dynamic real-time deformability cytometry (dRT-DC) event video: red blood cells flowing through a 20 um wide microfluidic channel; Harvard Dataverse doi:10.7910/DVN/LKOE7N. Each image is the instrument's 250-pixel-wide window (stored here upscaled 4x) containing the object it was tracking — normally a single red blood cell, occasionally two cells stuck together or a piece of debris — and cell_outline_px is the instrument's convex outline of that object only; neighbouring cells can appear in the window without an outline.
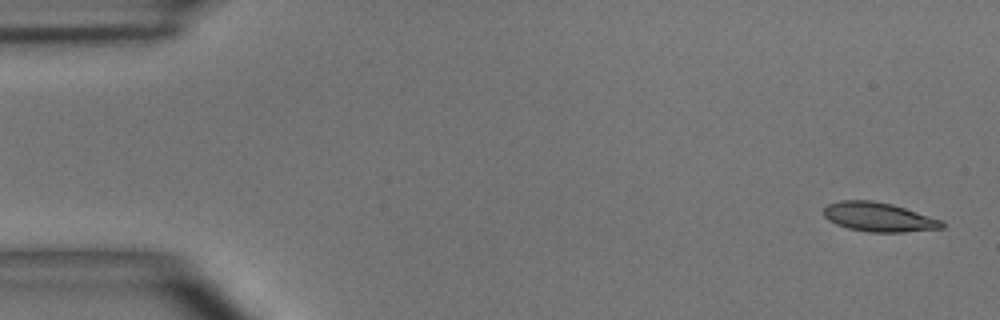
{"species": "common noctule bat (a hibernating species)", "species_latin": "Nyctalus noctula", "temperature_condition": "room temperature", "stored_images_in_passage": 7, "camera_frame_rate_fps": 3000, "um_per_image_px": 0.085, "animal": {"sex": "male", "body_mass_g": 15.6}, "frame": {"image": 1, "passage_image": 1, "time_ms": 0.0, "image_size_px": [1000, 320], "cell_outline_px": [[944, 228], [904, 232], [868, 232], [848, 228], [836, 224], [828, 220], [824, 216], [824, 208], [828, 204], [840, 200], [872, 200], [892, 204], [944, 220]], "centroid_in_image_um": [74.71, 18.45], "position_along_channel_um": 10.3, "area_um2": 20.23}}
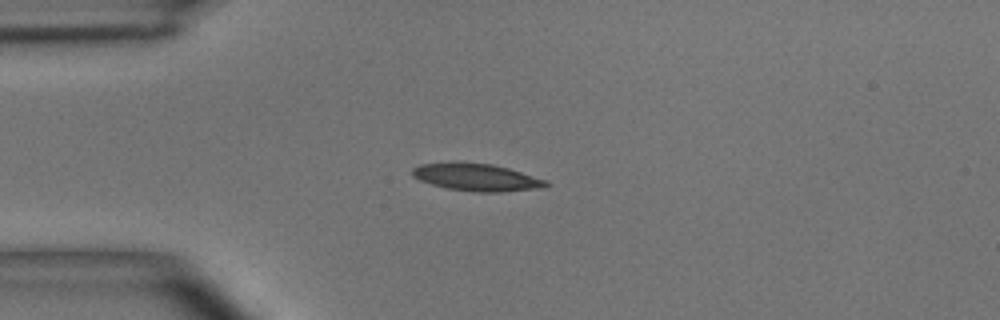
{"frame": {"image": 2, "passage_image": 4, "time_ms": 3.667, "image_size_px": [1000, 320], "cell_outline_px": [[552, 184], [544, 188], [500, 192], [476, 192], [448, 188], [432, 184], [420, 180], [412, 176], [412, 168], [420, 164], [460, 160], [492, 164], [508, 168], [548, 180]], "centroid_in_image_um": [40.53, 15.04], "position_along_channel_um": 44.5, "area_um2": 21.85}}
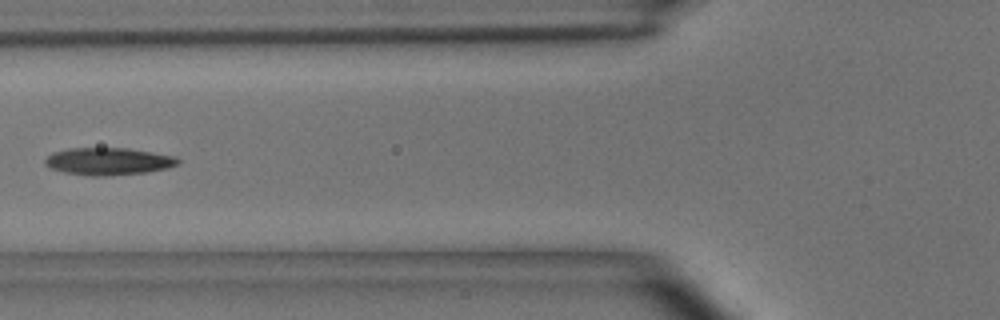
{"frame": {"image": 3, "passage_image": 6, "time_ms": 6.0, "image_size_px": [1000, 320], "cell_outline_px": [[180, 164], [168, 168], [144, 172], [104, 176], [88, 176], [64, 172], [52, 168], [44, 164], [44, 160], [52, 152], [68, 148], [128, 148], [176, 156], [180, 160]], "centroid_in_image_um": [9.22, 13.71], "position_along_channel_um": 116.6, "area_um2": 21.21}}